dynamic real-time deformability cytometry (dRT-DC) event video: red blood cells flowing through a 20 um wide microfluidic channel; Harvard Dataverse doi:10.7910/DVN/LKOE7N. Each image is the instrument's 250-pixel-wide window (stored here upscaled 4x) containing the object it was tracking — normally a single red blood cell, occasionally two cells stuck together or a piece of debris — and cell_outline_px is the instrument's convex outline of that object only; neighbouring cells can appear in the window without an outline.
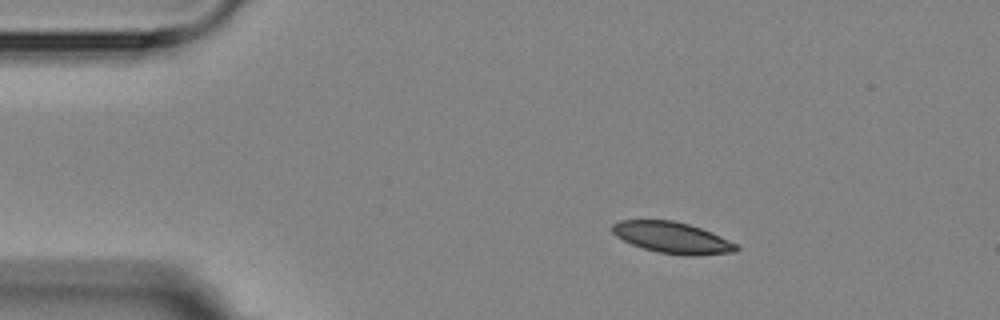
{"species": "Egyptian fruit bat (a non-hibernating species)", "species_latin": "Rousettus aegyptiacus", "temperature_condition": "room temperature", "stored_images_in_passage": 4, "camera_frame_rate_fps": 3000, "um_per_image_px": 0.085, "animal": {"sex": "female"}, "frame": {"image": 1, "passage_image": 2, "time_ms": 1.0, "image_size_px": [1000, 320], "cell_outline_px": [[740, 248], [736, 252], [696, 256], [684, 256], [656, 252], [632, 244], [616, 236], [612, 232], [612, 224], [620, 220], [672, 220], [688, 224], [712, 232], [740, 244]], "centroid_in_image_um": [57.21, 20.21], "position_along_channel_um": 27.8, "area_um2": 22.89}}
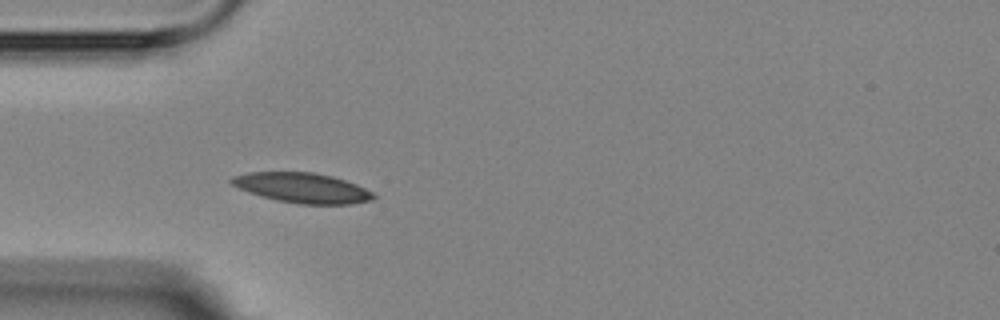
{"frame": {"image": 2, "passage_image": 4, "time_ms": 3.333, "image_size_px": [1000, 320], "cell_outline_px": [[376, 196], [372, 200], [352, 204], [300, 204], [276, 200], [260, 196], [248, 192], [232, 184], [228, 180], [232, 176], [248, 172], [312, 172], [332, 176], [356, 184], [372, 192]], "centroid_in_image_um": [25.67, 15.97], "position_along_channel_um": 59.3, "area_um2": 24.8}}